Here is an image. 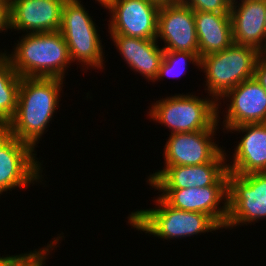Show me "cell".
I'll return each instance as SVG.
<instances>
[{
    "label": "cell",
    "mask_w": 266,
    "mask_h": 266,
    "mask_svg": "<svg viewBox=\"0 0 266 266\" xmlns=\"http://www.w3.org/2000/svg\"><path fill=\"white\" fill-rule=\"evenodd\" d=\"M259 56L255 48L232 43L227 49L200 58L199 70L207 78L205 90L217 102V109L228 91L253 78Z\"/></svg>",
    "instance_id": "4"
},
{
    "label": "cell",
    "mask_w": 266,
    "mask_h": 266,
    "mask_svg": "<svg viewBox=\"0 0 266 266\" xmlns=\"http://www.w3.org/2000/svg\"><path fill=\"white\" fill-rule=\"evenodd\" d=\"M162 39L167 51L191 52L199 55L194 11L179 2L161 4L156 40Z\"/></svg>",
    "instance_id": "11"
},
{
    "label": "cell",
    "mask_w": 266,
    "mask_h": 266,
    "mask_svg": "<svg viewBox=\"0 0 266 266\" xmlns=\"http://www.w3.org/2000/svg\"><path fill=\"white\" fill-rule=\"evenodd\" d=\"M66 0H9L10 30L26 34L59 31Z\"/></svg>",
    "instance_id": "15"
},
{
    "label": "cell",
    "mask_w": 266,
    "mask_h": 266,
    "mask_svg": "<svg viewBox=\"0 0 266 266\" xmlns=\"http://www.w3.org/2000/svg\"><path fill=\"white\" fill-rule=\"evenodd\" d=\"M230 102L223 118V130L242 124L266 123V91L251 78L238 84L223 97ZM225 122V123H224Z\"/></svg>",
    "instance_id": "14"
},
{
    "label": "cell",
    "mask_w": 266,
    "mask_h": 266,
    "mask_svg": "<svg viewBox=\"0 0 266 266\" xmlns=\"http://www.w3.org/2000/svg\"><path fill=\"white\" fill-rule=\"evenodd\" d=\"M10 30V4L9 1L0 2V33Z\"/></svg>",
    "instance_id": "25"
},
{
    "label": "cell",
    "mask_w": 266,
    "mask_h": 266,
    "mask_svg": "<svg viewBox=\"0 0 266 266\" xmlns=\"http://www.w3.org/2000/svg\"><path fill=\"white\" fill-rule=\"evenodd\" d=\"M105 8L111 13L109 34L156 39L159 3L153 0H112Z\"/></svg>",
    "instance_id": "10"
},
{
    "label": "cell",
    "mask_w": 266,
    "mask_h": 266,
    "mask_svg": "<svg viewBox=\"0 0 266 266\" xmlns=\"http://www.w3.org/2000/svg\"><path fill=\"white\" fill-rule=\"evenodd\" d=\"M36 155L30 145L12 136L5 128H0L1 195L17 187L28 188L35 182L42 183L43 168L41 162L36 160Z\"/></svg>",
    "instance_id": "8"
},
{
    "label": "cell",
    "mask_w": 266,
    "mask_h": 266,
    "mask_svg": "<svg viewBox=\"0 0 266 266\" xmlns=\"http://www.w3.org/2000/svg\"><path fill=\"white\" fill-rule=\"evenodd\" d=\"M97 1L98 3H100L102 5V7H105L112 1V0H95Z\"/></svg>",
    "instance_id": "28"
},
{
    "label": "cell",
    "mask_w": 266,
    "mask_h": 266,
    "mask_svg": "<svg viewBox=\"0 0 266 266\" xmlns=\"http://www.w3.org/2000/svg\"><path fill=\"white\" fill-rule=\"evenodd\" d=\"M21 78L6 51L0 52V128H5L16 112Z\"/></svg>",
    "instance_id": "20"
},
{
    "label": "cell",
    "mask_w": 266,
    "mask_h": 266,
    "mask_svg": "<svg viewBox=\"0 0 266 266\" xmlns=\"http://www.w3.org/2000/svg\"><path fill=\"white\" fill-rule=\"evenodd\" d=\"M179 3L190 7L194 12H214L230 14L232 0H178Z\"/></svg>",
    "instance_id": "23"
},
{
    "label": "cell",
    "mask_w": 266,
    "mask_h": 266,
    "mask_svg": "<svg viewBox=\"0 0 266 266\" xmlns=\"http://www.w3.org/2000/svg\"><path fill=\"white\" fill-rule=\"evenodd\" d=\"M22 254L19 255H8L6 257H4V255H2V257L0 256V266H12V264L21 256Z\"/></svg>",
    "instance_id": "26"
},
{
    "label": "cell",
    "mask_w": 266,
    "mask_h": 266,
    "mask_svg": "<svg viewBox=\"0 0 266 266\" xmlns=\"http://www.w3.org/2000/svg\"><path fill=\"white\" fill-rule=\"evenodd\" d=\"M19 40L15 43L14 51L6 54L20 77L64 80L72 61L60 31L24 34Z\"/></svg>",
    "instance_id": "2"
},
{
    "label": "cell",
    "mask_w": 266,
    "mask_h": 266,
    "mask_svg": "<svg viewBox=\"0 0 266 266\" xmlns=\"http://www.w3.org/2000/svg\"><path fill=\"white\" fill-rule=\"evenodd\" d=\"M155 190L163 192L159 196L173 208L205 213L222 229L225 227L228 218V186ZM220 203L223 206H219Z\"/></svg>",
    "instance_id": "12"
},
{
    "label": "cell",
    "mask_w": 266,
    "mask_h": 266,
    "mask_svg": "<svg viewBox=\"0 0 266 266\" xmlns=\"http://www.w3.org/2000/svg\"><path fill=\"white\" fill-rule=\"evenodd\" d=\"M110 36L119 50V55L123 56L131 70L138 72L148 82H155L164 55V49L157 45L159 42L156 39H141L121 34Z\"/></svg>",
    "instance_id": "18"
},
{
    "label": "cell",
    "mask_w": 266,
    "mask_h": 266,
    "mask_svg": "<svg viewBox=\"0 0 266 266\" xmlns=\"http://www.w3.org/2000/svg\"><path fill=\"white\" fill-rule=\"evenodd\" d=\"M63 81L58 78L22 77L16 112L5 129L35 150L59 107Z\"/></svg>",
    "instance_id": "1"
},
{
    "label": "cell",
    "mask_w": 266,
    "mask_h": 266,
    "mask_svg": "<svg viewBox=\"0 0 266 266\" xmlns=\"http://www.w3.org/2000/svg\"><path fill=\"white\" fill-rule=\"evenodd\" d=\"M156 200V201H155ZM154 202L155 208L131 212L128 223L134 229L156 238L176 240L222 228L207 214L173 208L162 197Z\"/></svg>",
    "instance_id": "3"
},
{
    "label": "cell",
    "mask_w": 266,
    "mask_h": 266,
    "mask_svg": "<svg viewBox=\"0 0 266 266\" xmlns=\"http://www.w3.org/2000/svg\"><path fill=\"white\" fill-rule=\"evenodd\" d=\"M216 131L170 134L163 151L164 166H195L211 162L223 150L213 139Z\"/></svg>",
    "instance_id": "13"
},
{
    "label": "cell",
    "mask_w": 266,
    "mask_h": 266,
    "mask_svg": "<svg viewBox=\"0 0 266 266\" xmlns=\"http://www.w3.org/2000/svg\"><path fill=\"white\" fill-rule=\"evenodd\" d=\"M225 150L211 162L195 166H164L150 174L147 182L154 189H182L206 186H228V167Z\"/></svg>",
    "instance_id": "9"
},
{
    "label": "cell",
    "mask_w": 266,
    "mask_h": 266,
    "mask_svg": "<svg viewBox=\"0 0 266 266\" xmlns=\"http://www.w3.org/2000/svg\"><path fill=\"white\" fill-rule=\"evenodd\" d=\"M266 219V172H228V218L224 229Z\"/></svg>",
    "instance_id": "7"
},
{
    "label": "cell",
    "mask_w": 266,
    "mask_h": 266,
    "mask_svg": "<svg viewBox=\"0 0 266 266\" xmlns=\"http://www.w3.org/2000/svg\"><path fill=\"white\" fill-rule=\"evenodd\" d=\"M151 106L149 118L171 129V134L217 130L221 119L214 99H203L193 94H176Z\"/></svg>",
    "instance_id": "5"
},
{
    "label": "cell",
    "mask_w": 266,
    "mask_h": 266,
    "mask_svg": "<svg viewBox=\"0 0 266 266\" xmlns=\"http://www.w3.org/2000/svg\"><path fill=\"white\" fill-rule=\"evenodd\" d=\"M157 3L161 4H169V3H176L178 2V0H153Z\"/></svg>",
    "instance_id": "27"
},
{
    "label": "cell",
    "mask_w": 266,
    "mask_h": 266,
    "mask_svg": "<svg viewBox=\"0 0 266 266\" xmlns=\"http://www.w3.org/2000/svg\"><path fill=\"white\" fill-rule=\"evenodd\" d=\"M260 54L266 59V46Z\"/></svg>",
    "instance_id": "29"
},
{
    "label": "cell",
    "mask_w": 266,
    "mask_h": 266,
    "mask_svg": "<svg viewBox=\"0 0 266 266\" xmlns=\"http://www.w3.org/2000/svg\"><path fill=\"white\" fill-rule=\"evenodd\" d=\"M61 238V239H60ZM64 238V235L61 236V234L57 238H54V241H50V244L48 243L47 246L43 248L36 249L32 252L28 253H22V255L12 264V266H45V260L48 259L47 256L49 253L56 248V244H59L60 241ZM55 244V245H54Z\"/></svg>",
    "instance_id": "22"
},
{
    "label": "cell",
    "mask_w": 266,
    "mask_h": 266,
    "mask_svg": "<svg viewBox=\"0 0 266 266\" xmlns=\"http://www.w3.org/2000/svg\"><path fill=\"white\" fill-rule=\"evenodd\" d=\"M188 62L199 68V55L191 52L167 51L164 50L163 59L160 64L157 78L155 81H161L164 77H181L183 76Z\"/></svg>",
    "instance_id": "21"
},
{
    "label": "cell",
    "mask_w": 266,
    "mask_h": 266,
    "mask_svg": "<svg viewBox=\"0 0 266 266\" xmlns=\"http://www.w3.org/2000/svg\"><path fill=\"white\" fill-rule=\"evenodd\" d=\"M228 131L242 132L233 160L227 163L228 172L236 175H246L266 172V123L242 124Z\"/></svg>",
    "instance_id": "17"
},
{
    "label": "cell",
    "mask_w": 266,
    "mask_h": 266,
    "mask_svg": "<svg viewBox=\"0 0 266 266\" xmlns=\"http://www.w3.org/2000/svg\"><path fill=\"white\" fill-rule=\"evenodd\" d=\"M239 1L232 0L230 10L233 43L261 53L266 46V0Z\"/></svg>",
    "instance_id": "16"
},
{
    "label": "cell",
    "mask_w": 266,
    "mask_h": 266,
    "mask_svg": "<svg viewBox=\"0 0 266 266\" xmlns=\"http://www.w3.org/2000/svg\"><path fill=\"white\" fill-rule=\"evenodd\" d=\"M83 6L79 0L64 2L59 31L67 43L72 63L77 61L82 64L81 67L84 65V69H104L105 54L98 33L100 30Z\"/></svg>",
    "instance_id": "6"
},
{
    "label": "cell",
    "mask_w": 266,
    "mask_h": 266,
    "mask_svg": "<svg viewBox=\"0 0 266 266\" xmlns=\"http://www.w3.org/2000/svg\"><path fill=\"white\" fill-rule=\"evenodd\" d=\"M199 59L227 49L232 43L230 14L194 12Z\"/></svg>",
    "instance_id": "19"
},
{
    "label": "cell",
    "mask_w": 266,
    "mask_h": 266,
    "mask_svg": "<svg viewBox=\"0 0 266 266\" xmlns=\"http://www.w3.org/2000/svg\"><path fill=\"white\" fill-rule=\"evenodd\" d=\"M253 77L266 91V59L261 54L257 59Z\"/></svg>",
    "instance_id": "24"
}]
</instances>
